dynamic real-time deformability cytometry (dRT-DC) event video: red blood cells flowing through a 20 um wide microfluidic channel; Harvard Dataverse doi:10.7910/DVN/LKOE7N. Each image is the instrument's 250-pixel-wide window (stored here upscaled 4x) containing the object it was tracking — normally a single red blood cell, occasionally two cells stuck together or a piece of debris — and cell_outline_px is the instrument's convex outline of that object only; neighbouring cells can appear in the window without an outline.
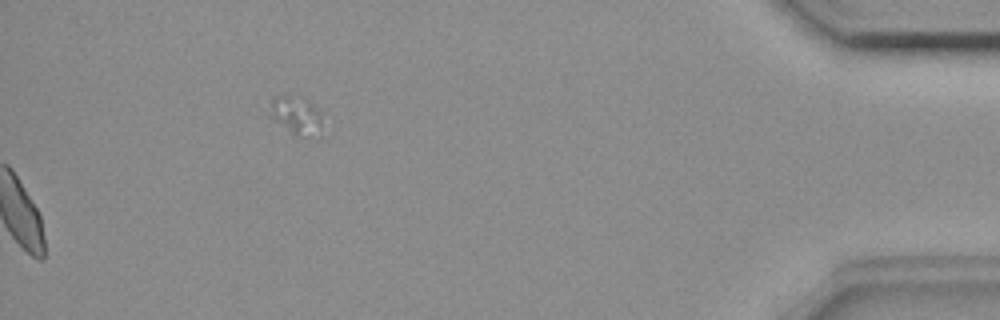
{"species": "common noctule bat (a hibernating species)", "species_latin": "Nyctalus noctula", "temperature_condition": "room temperature", "stored_images_in_passage": 56, "segment_of_instrument_passage": [2, 2], "camera_frame_rate_fps": 3000, "um_per_image_px": 0.085, "animal": {"sex": "female", "body_mass_g": 18.4}, "frame": {"image": 1, "passage_image": 56, "time_ms": 18.333, "image_size_px": [1000, 320], "cell_outline_px": [[320, 136], [296, 136], [276, 120], [272, 116], [272, 100], [280, 96], [304, 96], [320, 112]], "centroid_in_image_um": [25.25, 9.81], "position_along_channel_um": 409.9, "area_um2": 11.16}}